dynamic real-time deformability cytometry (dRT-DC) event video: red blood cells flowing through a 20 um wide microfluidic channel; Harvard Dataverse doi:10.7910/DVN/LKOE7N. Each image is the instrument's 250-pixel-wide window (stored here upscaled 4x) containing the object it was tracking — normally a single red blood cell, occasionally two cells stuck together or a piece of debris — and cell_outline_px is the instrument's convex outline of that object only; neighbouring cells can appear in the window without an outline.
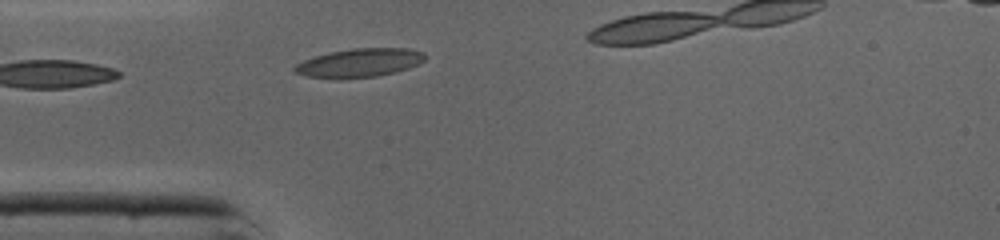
{"species": "common noctule bat (a hibernating species)", "species_latin": "Nyctalus noctula", "temperature_condition": "cold", "stored_images_in_passage": 11, "camera_frame_rate_fps": 3000, "um_per_image_px": 0.085, "animal": {"sex": "male", "body_mass_g": 19.0, "forearm_length_mm": 50.8}, "frame": {"image": 1, "passage_image": 1, "time_ms": 0.0, "image_size_px": [1000, 240], "cell_outline_px": [[424, 60], [420, 64], [396, 72], [376, 76], [308, 76], [296, 72], [292, 68], [296, 64], [312, 56], [328, 52], [352, 48], [408, 48], [424, 52]], "centroid_in_image_um": [30.61, 5.29], "position_along_channel_um": 54.4, "area_um2": 21.1}}
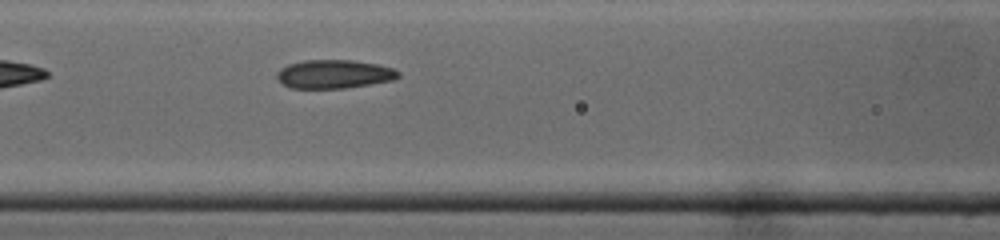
{"frame": {"image": 2, "passage_image": 7, "time_ms": 2.0, "image_size_px": [1000, 240], "cell_outline_px": [[400, 76], [392, 80], [344, 88], [292, 88], [284, 84], [276, 76], [276, 72], [280, 68], [288, 64], [304, 60], [352, 60], [376, 64], [392, 68], [400, 72]], "centroid_in_image_um": [28.38, 6.29], "position_along_channel_um": 138.2, "area_um2": 20.06}}
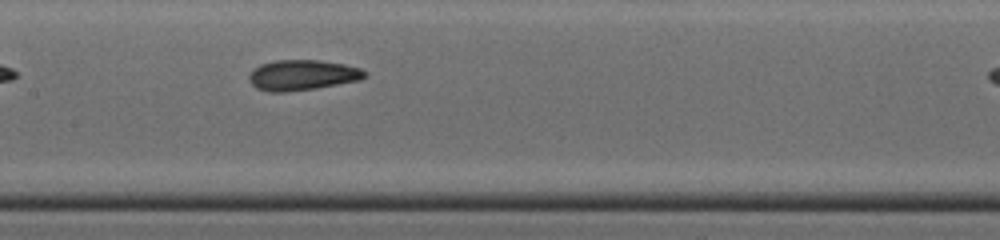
{"frame": {"image": 3, "passage_image": 10, "time_ms": 3.0, "image_size_px": [1000, 240], "cell_outline_px": [[368, 76], [360, 80], [316, 88], [284, 92], [268, 92], [256, 88], [248, 80], [248, 76], [252, 68], [260, 64], [276, 60], [320, 60], [344, 64], [360, 68], [368, 72]], "centroid_in_image_um": [25.69, 6.38], "position_along_channel_um": 181.7, "area_um2": 20.75}}